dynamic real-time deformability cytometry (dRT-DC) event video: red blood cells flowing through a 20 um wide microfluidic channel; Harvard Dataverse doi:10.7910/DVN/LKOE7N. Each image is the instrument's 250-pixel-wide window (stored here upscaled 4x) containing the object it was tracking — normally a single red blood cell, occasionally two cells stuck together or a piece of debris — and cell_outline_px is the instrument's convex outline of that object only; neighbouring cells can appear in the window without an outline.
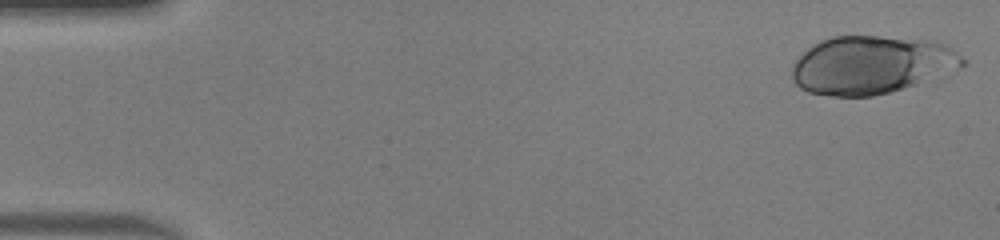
{"species": "human", "species_latin": "Homo sapiens", "temperature_condition": "warm", "stored_images_in_passage": 47, "camera_frame_rate_fps": 3000, "um_per_image_px": 0.085, "donor": {"sex": "male"}, "frame": {"image": 1, "passage_image": 1, "time_ms": 0.0, "image_size_px": [1000, 240], "cell_outline_px": [[964, 64], [912, 84], [888, 92], [872, 96], [832, 96], [808, 92], [800, 88], [792, 80], [792, 64], [812, 44], [820, 40], [832, 36], [880, 36], [932, 40], [948, 44], [964, 60]], "centroid_in_image_um": [73.97, 5.49], "position_along_channel_um": 11.0, "area_um2": 56.88}}
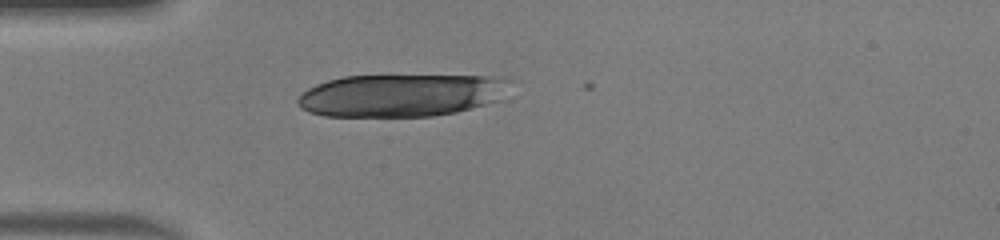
{"frame": {"image": 2, "passage_image": 13, "time_ms": 4.0, "image_size_px": [1000, 240], "cell_outline_px": [[512, 80], [500, 100], [456, 112], [432, 116], [324, 116], [308, 112], [300, 108], [296, 104], [296, 100], [308, 88], [316, 84], [328, 80], [344, 76], [504, 76]], "centroid_in_image_um": [34.1, 8.09], "position_along_channel_um": 50.9, "area_um2": 52.77}}